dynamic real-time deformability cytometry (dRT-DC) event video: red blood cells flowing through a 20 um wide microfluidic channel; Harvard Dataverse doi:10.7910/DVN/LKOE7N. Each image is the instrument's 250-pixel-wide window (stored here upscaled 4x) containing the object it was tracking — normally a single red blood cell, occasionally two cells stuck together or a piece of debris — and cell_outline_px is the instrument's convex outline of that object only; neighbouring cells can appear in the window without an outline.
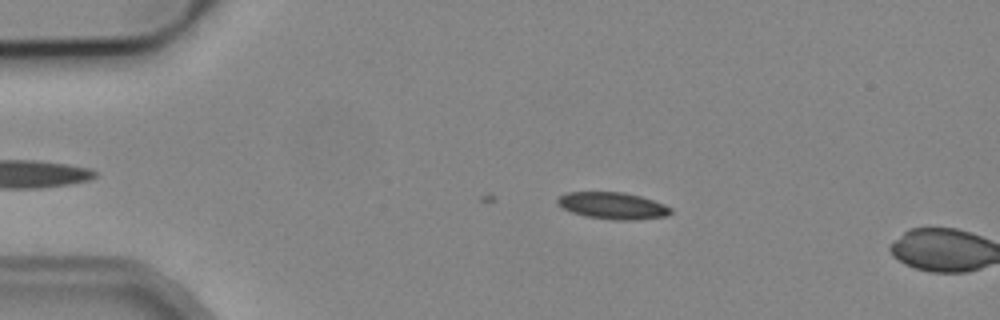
{"species": "common noctule bat (a hibernating species)", "species_latin": "Nyctalus noctula", "temperature_condition": "cold", "stored_images_in_passage": 3, "camera_frame_rate_fps": 3000, "um_per_image_px": 0.085, "animal": {"sex": "male", "body_mass_g": 19.2, "forearm_length_mm": 51.8}, "frame": {"image": 1, "passage_image": 1, "time_ms": 0.0, "image_size_px": [1000, 320], "cell_outline_px": [[672, 212], [668, 216], [636, 220], [612, 220], [584, 216], [572, 212], [564, 208], [556, 200], [560, 196], [568, 192], [624, 192], [640, 196], [664, 204], [672, 208]], "centroid_in_image_um": [52.12, 17.49], "position_along_channel_um": 32.9, "area_um2": 17.69}}